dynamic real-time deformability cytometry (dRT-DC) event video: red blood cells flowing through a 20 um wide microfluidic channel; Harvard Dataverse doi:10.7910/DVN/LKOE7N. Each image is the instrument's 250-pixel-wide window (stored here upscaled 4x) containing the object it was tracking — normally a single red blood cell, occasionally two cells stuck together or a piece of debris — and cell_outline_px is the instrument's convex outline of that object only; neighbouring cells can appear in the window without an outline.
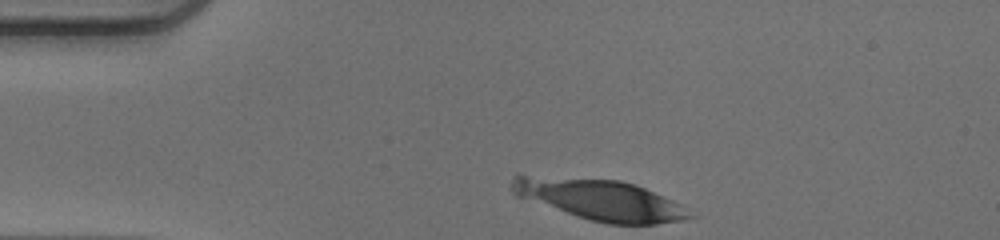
{"species": "human", "species_latin": "Homo sapiens", "temperature_condition": "warm", "stored_images_in_passage": 40, "camera_frame_rate_fps": 3000, "um_per_image_px": 0.085, "donor": {"sex": "male"}, "frame": {"image": 1, "passage_image": 1, "time_ms": 0.0, "image_size_px": [1000, 240], "cell_outline_px": [[696, 216], [684, 220], [656, 224], [608, 224], [588, 220], [516, 196], [512, 192], [512, 176], [516, 172], [620, 180], [644, 188], [672, 200], [680, 204]], "centroid_in_image_um": [50.89, 16.93], "position_along_channel_um": 34.1, "area_um2": 43.0}}